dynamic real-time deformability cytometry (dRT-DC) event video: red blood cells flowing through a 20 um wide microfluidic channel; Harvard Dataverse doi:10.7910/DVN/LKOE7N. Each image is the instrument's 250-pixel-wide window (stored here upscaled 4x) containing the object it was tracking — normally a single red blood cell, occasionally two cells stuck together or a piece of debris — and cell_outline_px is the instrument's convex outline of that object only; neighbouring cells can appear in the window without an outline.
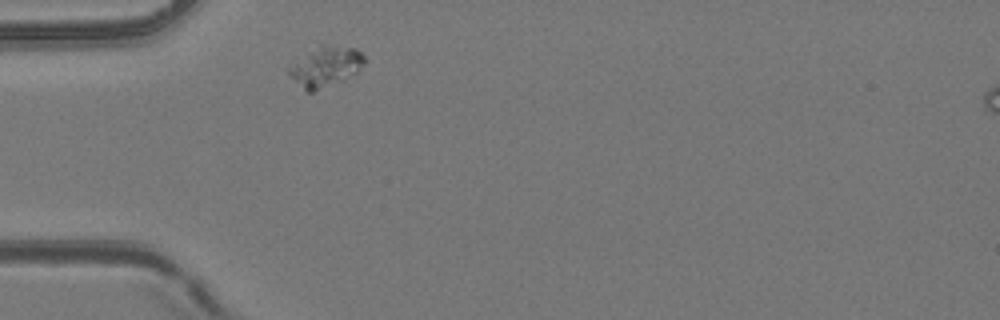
{"species": "common noctule bat (a hibernating species)", "species_latin": "Nyctalus noctula", "temperature_condition": "room temperature", "stored_images_in_passage": 1, "camera_frame_rate_fps": 3000, "um_per_image_px": 0.085, "animal": {"sex": "female", "body_mass_g": 24.6, "forearm_length_mm": 56.2}, "frame": {"image": 1, "passage_image": 1, "time_ms": 0.0, "image_size_px": [1000, 320], "cell_outline_px": [[364, 64], [356, 72], [344, 80], [312, 92], [308, 92], [288, 72], [288, 64], [308, 52], [324, 48], [356, 48], [364, 56]], "centroid_in_image_um": [27.67, 5.71], "position_along_channel_um": 57.3, "area_um2": 16.65}}